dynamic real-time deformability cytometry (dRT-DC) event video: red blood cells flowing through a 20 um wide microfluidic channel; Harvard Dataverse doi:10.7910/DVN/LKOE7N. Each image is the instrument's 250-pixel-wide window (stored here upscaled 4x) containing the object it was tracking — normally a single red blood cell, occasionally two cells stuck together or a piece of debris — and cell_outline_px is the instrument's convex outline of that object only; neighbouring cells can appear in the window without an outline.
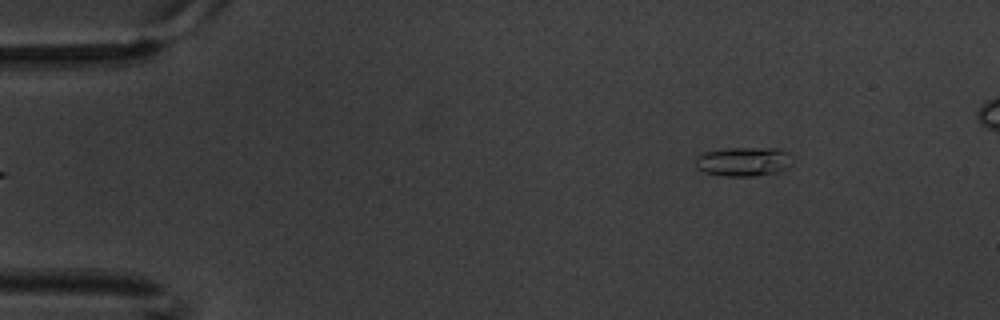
{"species": "common noctule bat (a hibernating species)", "species_latin": "Nyctalus noctula", "temperature_condition": "warm", "stored_images_in_passage": 5, "camera_frame_rate_fps": 3000, "um_per_image_px": 0.085, "animal": {"sex": "male", "body_mass_g": 20.1, "forearm_length_mm": 53.5}, "frame": {"image": 1, "passage_image": 5, "time_ms": 1.333, "image_size_px": [1000, 320], "cell_outline_px": [[792, 164], [788, 168], [780, 172], [756, 176], [724, 176], [704, 172], [696, 168], [696, 156], [704, 152], [728, 148], [776, 148], [788, 152], [792, 156]], "centroid_in_image_um": [63.24, 13.74], "position_along_channel_um": 21.8, "area_um2": 16.76}}